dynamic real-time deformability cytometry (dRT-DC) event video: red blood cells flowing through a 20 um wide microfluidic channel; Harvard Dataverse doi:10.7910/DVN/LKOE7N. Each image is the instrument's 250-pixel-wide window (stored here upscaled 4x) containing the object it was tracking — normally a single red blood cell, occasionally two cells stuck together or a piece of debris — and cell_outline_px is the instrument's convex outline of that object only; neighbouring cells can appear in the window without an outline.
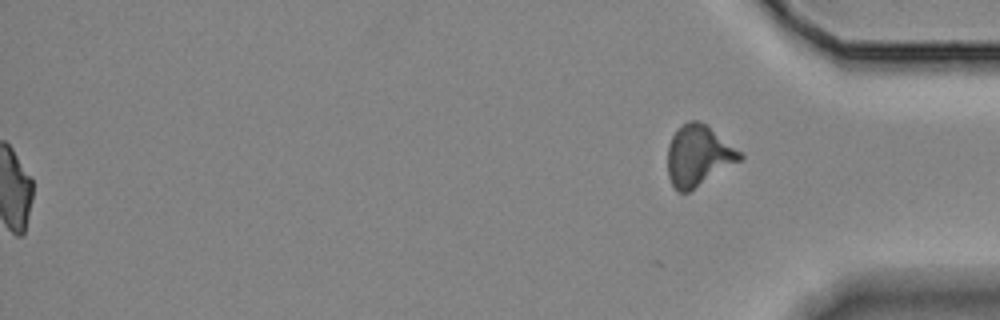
{"species": "Egyptian fruit bat (a non-hibernating species)", "species_latin": "Rousettus aegyptiacus", "temperature_condition": "room temperature", "stored_images_in_passage": 47, "segment_of_instrument_passage": [2, 2], "camera_frame_rate_fps": 3000, "um_per_image_px": 0.085, "animal": {"sex": "female"}, "frame": {"image": 1, "passage_image": 47, "time_ms": 15.333, "image_size_px": [1000, 320], "cell_outline_px": [[744, 156], [740, 160], [688, 192], [680, 192], [672, 184], [668, 176], [668, 144], [672, 136], [688, 120], [700, 120], [708, 124], [740, 152]], "centroid_in_image_um": [59.35, 13.2], "position_along_channel_um": 375.9, "area_um2": 25.2}}